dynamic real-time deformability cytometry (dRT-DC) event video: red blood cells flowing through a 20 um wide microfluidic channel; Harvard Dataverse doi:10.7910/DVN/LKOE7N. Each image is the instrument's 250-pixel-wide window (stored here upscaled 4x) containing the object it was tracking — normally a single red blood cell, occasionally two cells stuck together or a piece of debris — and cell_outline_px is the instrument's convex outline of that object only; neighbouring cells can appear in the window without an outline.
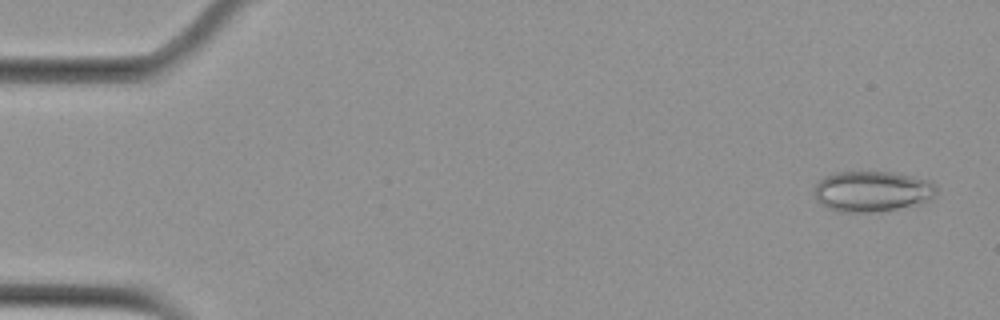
{"species": "Egyptian fruit bat (a non-hibernating species)", "species_latin": "Rousettus aegyptiacus", "temperature_condition": "cold", "stored_images_in_passage": 5, "camera_frame_rate_fps": 3000, "um_per_image_px": 0.085, "animal": {"sex": "female"}, "frame": {"image": 1, "passage_image": 1, "time_ms": 0.0, "image_size_px": [1000, 320], "cell_outline_px": [[936, 196], [932, 200], [920, 204], [872, 212], [840, 212], [828, 208], [816, 200], [812, 188], [824, 176], [836, 172], [896, 172], [932, 180], [936, 184]], "centroid_in_image_um": [74.16, 16.25], "position_along_channel_um": 10.8, "area_um2": 29.42}}